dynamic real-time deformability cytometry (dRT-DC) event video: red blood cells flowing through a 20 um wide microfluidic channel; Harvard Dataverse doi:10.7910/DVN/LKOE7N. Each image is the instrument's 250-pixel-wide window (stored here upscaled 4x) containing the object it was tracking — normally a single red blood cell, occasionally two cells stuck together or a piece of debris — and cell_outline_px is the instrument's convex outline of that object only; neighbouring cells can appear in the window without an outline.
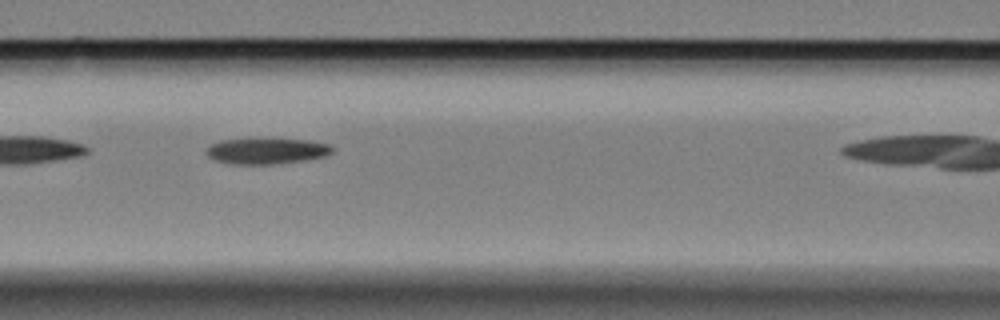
{"species": "Egyptian fruit bat (a non-hibernating species)", "species_latin": "Rousettus aegyptiacus", "temperature_condition": "cold", "stored_images_in_passage": 19, "camera_frame_rate_fps": 3000, "um_per_image_px": 0.085, "animal": {"sex": "female"}, "frame": {"image": 1, "passage_image": 8, "time_ms": 2.333, "image_size_px": [1000, 320], "cell_outline_px": [[332, 152], [324, 156], [304, 160], [272, 164], [228, 164], [216, 160], [208, 156], [208, 148], [212, 144], [220, 140], [256, 136], [260, 136], [308, 140], [328, 144], [332, 148]], "centroid_in_image_um": [22.63, 12.78], "position_along_channel_um": 144.0, "area_um2": 19.65}}